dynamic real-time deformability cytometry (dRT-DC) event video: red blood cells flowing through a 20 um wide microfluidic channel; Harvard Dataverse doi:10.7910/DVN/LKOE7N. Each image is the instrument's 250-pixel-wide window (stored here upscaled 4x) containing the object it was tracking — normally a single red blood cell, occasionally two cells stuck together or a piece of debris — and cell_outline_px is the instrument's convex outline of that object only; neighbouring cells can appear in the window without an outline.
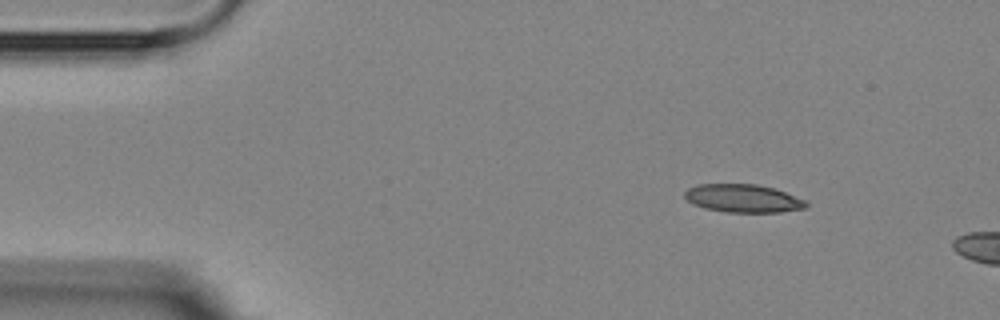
{"species": "Egyptian fruit bat (a non-hibernating species)", "species_latin": "Rousettus aegyptiacus", "temperature_condition": "room temperature", "stored_images_in_passage": 3, "camera_frame_rate_fps": 3000, "um_per_image_px": 0.085, "animal": {"sex": "female"}, "frame": {"image": 1, "passage_image": 1, "time_ms": 0.0, "image_size_px": [1000, 320], "cell_outline_px": [[808, 208], [780, 212], [728, 212], [704, 208], [688, 200], [684, 196], [684, 192], [688, 188], [696, 184], [756, 184], [772, 188], [808, 200]], "centroid_in_image_um": [63.2, 16.86], "position_along_channel_um": 21.8, "area_um2": 19.88}}